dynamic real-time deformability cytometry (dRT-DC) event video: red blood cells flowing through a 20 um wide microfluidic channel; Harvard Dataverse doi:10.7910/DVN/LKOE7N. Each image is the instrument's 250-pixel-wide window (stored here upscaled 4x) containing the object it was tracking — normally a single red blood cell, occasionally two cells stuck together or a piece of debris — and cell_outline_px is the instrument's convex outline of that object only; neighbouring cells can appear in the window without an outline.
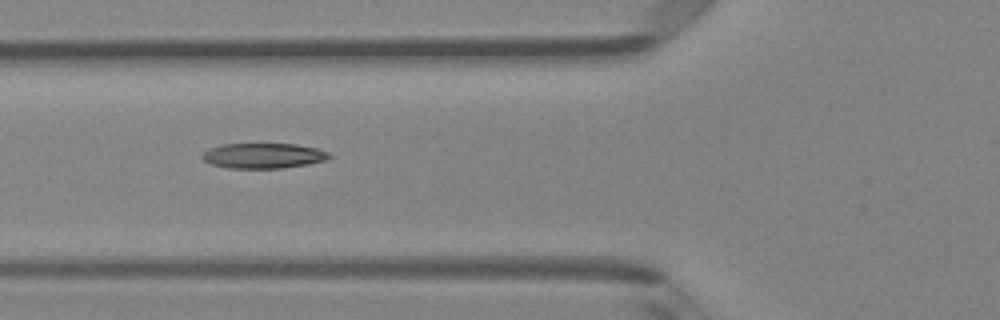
{"species": "Egyptian fruit bat (a non-hibernating species)", "species_latin": "Rousettus aegyptiacus", "temperature_condition": "room temperature", "stored_images_in_passage": 6, "camera_frame_rate_fps": 3000, "um_per_image_px": 0.085, "animal": {"sex": "female"}, "frame": {"image": 1, "passage_image": 4, "time_ms": 1.0, "image_size_px": [1000, 320], "cell_outline_px": [[332, 156], [324, 160], [308, 164], [280, 168], [228, 168], [208, 164], [200, 156], [208, 148], [224, 144], [296, 144], [316, 148], [328, 152]], "centroid_in_image_um": [22.34, 13.24], "position_along_channel_um": 103.5, "area_um2": 18.67}}
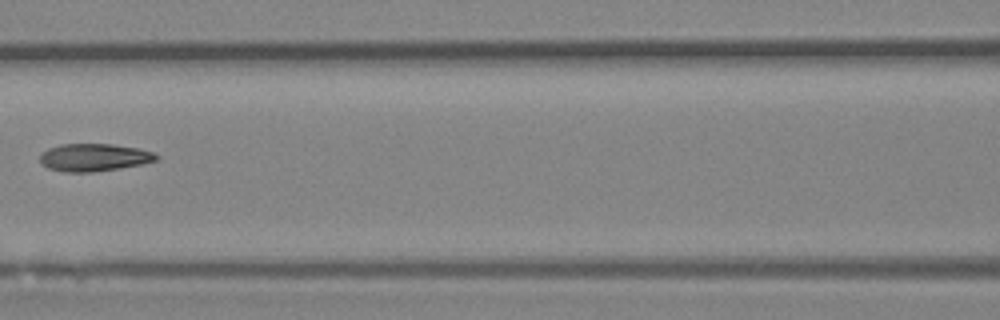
{"frame": {"image": 2, "passage_image": 5, "time_ms": 1.333, "image_size_px": [1000, 320], "cell_outline_px": [[160, 156], [156, 160], [140, 164], [120, 168], [92, 172], [64, 172], [48, 168], [40, 164], [40, 152], [48, 148], [60, 144], [112, 144], [140, 148], [152, 152]], "centroid_in_image_um": [7.95, 13.37], "position_along_channel_um": 158.6, "area_um2": 18.84}}
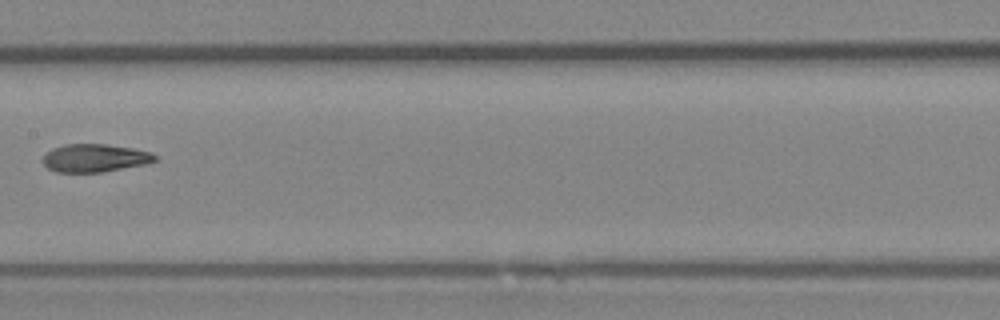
{"frame": {"image": 3, "passage_image": 6, "time_ms": 1.667, "image_size_px": [1000, 320], "cell_outline_px": [[160, 160], [148, 164], [100, 172], [56, 172], [48, 168], [44, 164], [44, 156], [52, 148], [64, 144], [104, 144], [132, 148], [152, 152]], "centroid_in_image_um": [8.11, 13.43], "position_along_channel_um": 199.3, "area_um2": 18.32}}